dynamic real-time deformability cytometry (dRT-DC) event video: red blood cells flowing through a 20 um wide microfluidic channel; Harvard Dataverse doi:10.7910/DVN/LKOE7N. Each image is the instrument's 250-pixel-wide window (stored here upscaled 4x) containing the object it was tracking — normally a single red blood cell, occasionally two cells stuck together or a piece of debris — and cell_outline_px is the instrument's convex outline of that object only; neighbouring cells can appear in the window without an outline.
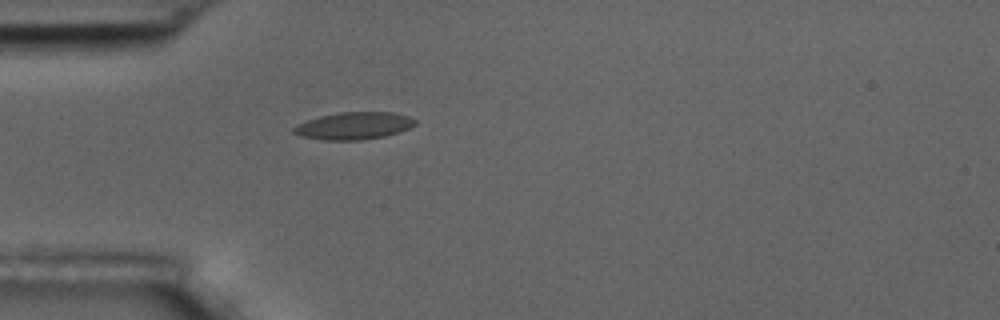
{"species": "common noctule bat (a hibernating species)", "species_latin": "Nyctalus noctula", "temperature_condition": "room temperature", "stored_images_in_passage": 6, "camera_frame_rate_fps": 3000, "um_per_image_px": 0.085, "animal": {"sex": "male", "body_mass_g": 17.5, "forearm_length_mm": 52.3}, "frame": {"image": 1, "passage_image": 6, "time_ms": 6.0, "image_size_px": [1000, 320], "cell_outline_px": [[416, 124], [400, 132], [384, 136], [360, 140], [324, 140], [300, 136], [292, 132], [292, 128], [308, 120], [320, 116], [340, 112], [392, 112], [408, 116], [416, 120]], "centroid_in_image_um": [30.09, 10.69], "position_along_channel_um": 54.9, "area_um2": 19.19}}